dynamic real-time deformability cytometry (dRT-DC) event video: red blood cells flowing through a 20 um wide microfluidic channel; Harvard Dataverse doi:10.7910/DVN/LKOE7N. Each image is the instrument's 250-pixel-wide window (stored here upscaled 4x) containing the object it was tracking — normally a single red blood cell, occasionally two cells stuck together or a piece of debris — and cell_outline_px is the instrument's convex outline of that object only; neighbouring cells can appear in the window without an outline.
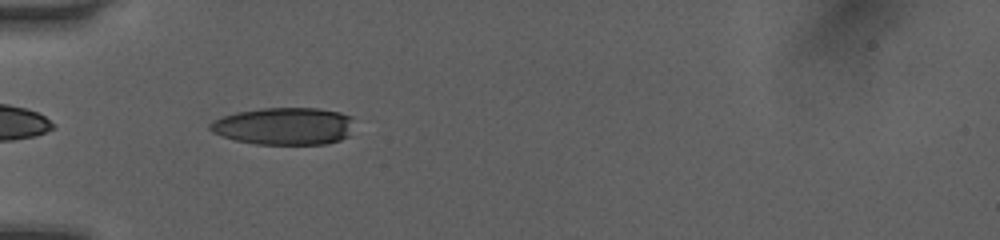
{"species": "human", "species_latin": "Homo sapiens", "temperature_condition": "room temperature", "stored_images_in_passage": 5, "camera_frame_rate_fps": 3000, "um_per_image_px": 0.085, "donor": {"sex": "female"}, "frame": {"image": 1, "passage_image": 1, "time_ms": 0.0, "image_size_px": [1000, 240], "cell_outline_px": [[352, 116], [348, 136], [340, 140], [328, 144], [256, 144], [236, 140], [212, 132], [208, 128], [208, 124], [212, 120], [236, 112], [264, 108], [316, 108], [340, 112]], "centroid_in_image_um": [24.13, 10.72], "position_along_channel_um": 60.9, "area_um2": 31.27}}
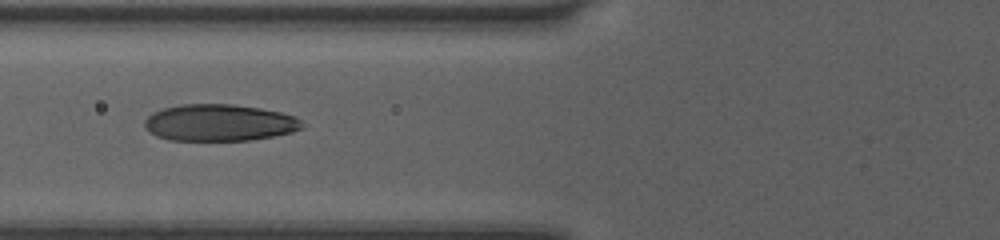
{"frame": {"image": 2, "passage_image": 4, "time_ms": 1.0, "image_size_px": [1000, 240], "cell_outline_px": [[304, 128], [292, 132], [252, 140], [168, 140], [156, 136], [148, 132], [144, 128], [144, 120], [152, 112], [164, 108], [180, 104], [232, 104], [260, 108], [280, 112], [296, 116], [304, 124]], "centroid_in_image_um": [18.63, 10.43], "position_along_channel_um": 107.2, "area_um2": 33.99}}